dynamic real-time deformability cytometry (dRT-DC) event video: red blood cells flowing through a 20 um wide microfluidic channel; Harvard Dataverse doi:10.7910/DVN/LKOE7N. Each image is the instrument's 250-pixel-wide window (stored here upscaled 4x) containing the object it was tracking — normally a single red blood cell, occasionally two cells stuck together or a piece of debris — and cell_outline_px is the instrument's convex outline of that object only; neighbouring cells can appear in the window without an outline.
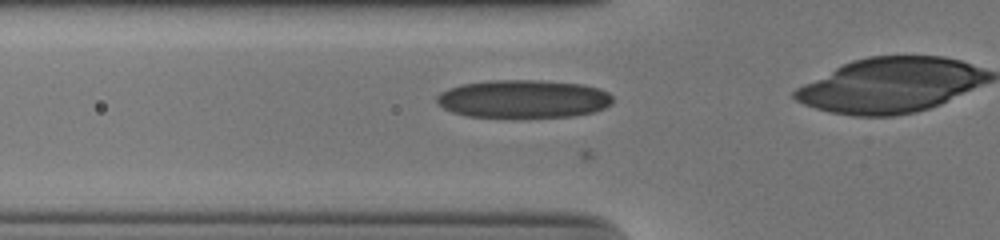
{"species": "human", "species_latin": "Homo sapiens", "temperature_condition": "cold", "stored_images_in_passage": 39, "camera_frame_rate_fps": 3000, "um_per_image_px": 0.085, "donor": {"sex": "male"}, "frame": {"image": 1, "passage_image": 15, "time_ms": 4.667, "image_size_px": [1000, 240], "cell_outline_px": [[612, 100], [604, 108], [592, 112], [572, 116], [468, 116], [452, 112], [436, 104], [436, 96], [440, 92], [448, 88], [460, 84], [488, 80], [540, 80], [584, 84], [600, 88], [608, 92], [612, 96]], "centroid_in_image_um": [44.45, 8.38], "position_along_channel_um": 81.4, "area_um2": 38.9}}
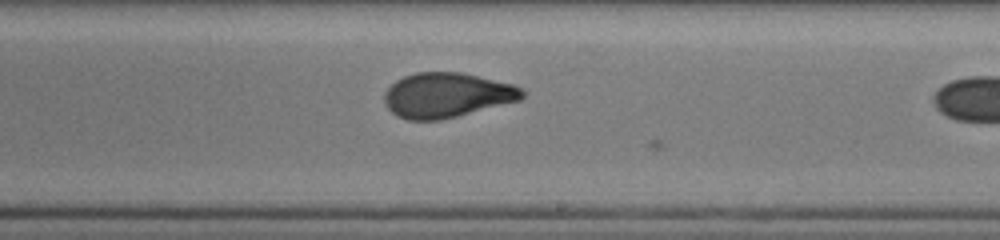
{"frame": {"image": 2, "passage_image": 28, "time_ms": 9.0, "image_size_px": [1000, 240], "cell_outline_px": [[524, 96], [520, 100], [440, 120], [408, 120], [396, 116], [388, 108], [384, 100], [384, 92], [396, 80], [404, 76], [416, 72], [460, 72], [512, 84], [520, 88], [524, 92]], "centroid_in_image_um": [37.94, 8.09], "position_along_channel_um": 251.1, "area_um2": 35.72}}
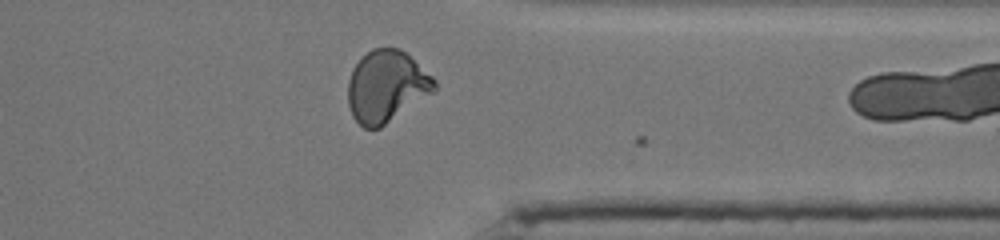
{"frame": {"image": 3, "passage_image": 38, "time_ms": 12.333, "image_size_px": [1000, 240], "cell_outline_px": [[436, 92], [380, 128], [364, 128], [352, 116], [348, 104], [348, 80], [352, 68], [360, 56], [372, 48], [400, 48], [432, 76], [436, 80]], "centroid_in_image_um": [32.84, 7.34], "position_along_channel_um": 378.6, "area_um2": 36.53}}